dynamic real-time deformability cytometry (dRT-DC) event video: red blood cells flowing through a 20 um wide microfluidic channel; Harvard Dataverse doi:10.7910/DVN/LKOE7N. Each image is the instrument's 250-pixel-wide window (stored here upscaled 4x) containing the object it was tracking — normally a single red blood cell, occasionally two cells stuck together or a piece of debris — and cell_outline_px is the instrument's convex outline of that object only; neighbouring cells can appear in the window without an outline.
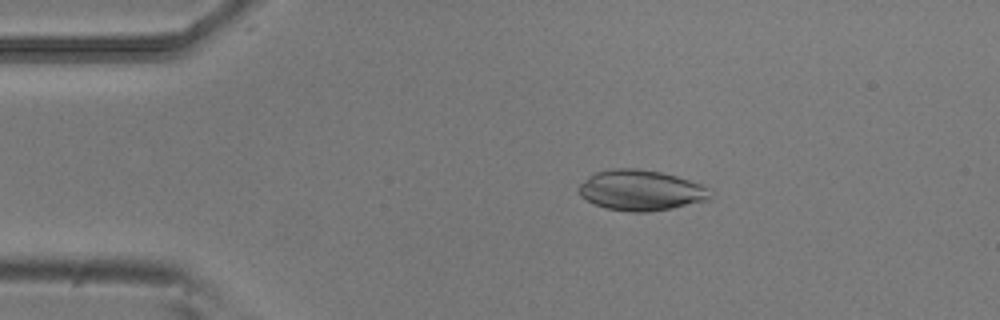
{"species": "common noctule bat (a hibernating species)", "species_latin": "Nyctalus noctula", "temperature_condition": "room temperature", "stored_images_in_passage": 49, "camera_frame_rate_fps": 3000, "um_per_image_px": 0.085, "animal": {"sex": "male", "body_mass_g": 20.5, "forearm_length_mm": 52.5}, "frame": {"image": 1, "passage_image": 6, "time_ms": 1.667, "image_size_px": [1000, 320], "cell_outline_px": [[712, 188], [708, 200], [672, 208], [644, 212], [632, 212], [604, 208], [592, 204], [580, 196], [576, 188], [588, 176], [596, 172], [612, 168], [636, 168], [660, 172], [676, 176]], "centroid_in_image_um": [54.43, 16.17], "position_along_channel_um": 30.6, "area_um2": 31.21}}
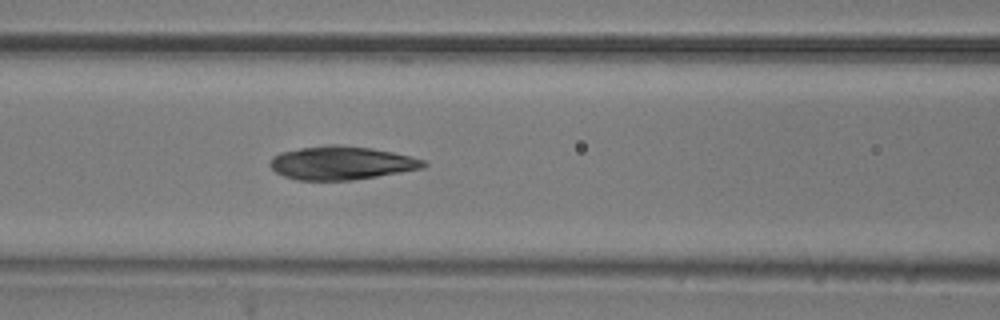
{"frame": {"image": 2, "passage_image": 18, "time_ms": 5.667, "image_size_px": [1000, 320], "cell_outline_px": [[428, 164], [424, 168], [352, 180], [296, 180], [284, 176], [276, 172], [268, 164], [272, 156], [280, 152], [300, 148], [328, 144], [336, 144], [372, 148], [392, 152], [424, 160]], "centroid_in_image_um": [28.98, 13.84], "position_along_channel_um": 137.6, "area_um2": 29.88}}
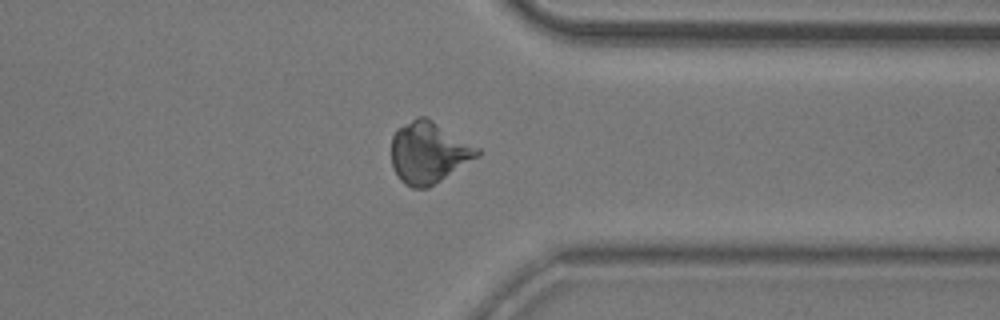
{"frame": {"image": 3, "passage_image": 37, "time_ms": 12.0, "image_size_px": [1000, 320], "cell_outline_px": [[480, 156], [428, 188], [412, 188], [404, 184], [400, 180], [392, 168], [392, 136], [396, 128], [416, 116], [424, 116], [432, 120], [480, 148]], "centroid_in_image_um": [36.42, 12.97], "position_along_channel_um": 375.0, "area_um2": 30.98}}